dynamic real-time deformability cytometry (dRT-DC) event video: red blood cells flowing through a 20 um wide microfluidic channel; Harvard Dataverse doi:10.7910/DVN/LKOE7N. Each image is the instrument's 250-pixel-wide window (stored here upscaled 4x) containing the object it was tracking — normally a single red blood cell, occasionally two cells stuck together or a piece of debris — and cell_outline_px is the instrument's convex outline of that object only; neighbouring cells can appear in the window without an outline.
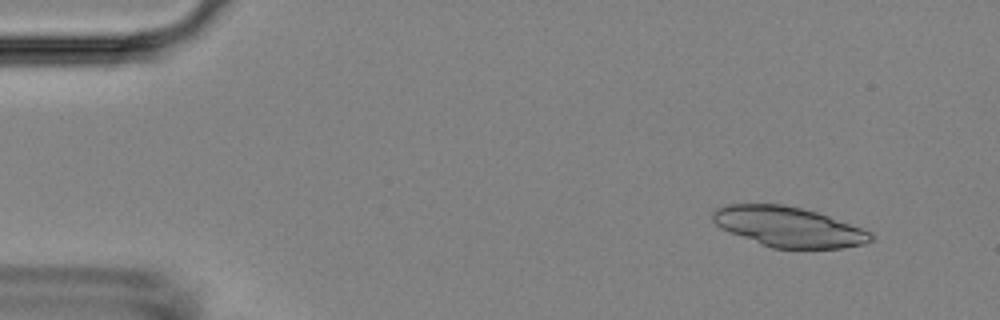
{"species": "Egyptian fruit bat (a non-hibernating species)", "species_latin": "Rousettus aegyptiacus", "temperature_condition": "room temperature", "stored_images_in_passage": 9, "camera_frame_rate_fps": 3000, "um_per_image_px": 0.085, "animal": {"sex": "female"}, "frame": {"image": 1, "passage_image": 5, "time_ms": 1.333, "image_size_px": [1000, 320], "cell_outline_px": [[876, 236], [872, 240], [864, 244], [840, 248], [772, 248], [760, 244], [728, 232], [720, 228], [712, 220], [712, 212], [716, 208], [724, 204], [784, 204], [804, 208], [828, 216], [872, 232]], "centroid_in_image_um": [66.99, 19.27], "position_along_channel_um": 18.0, "area_um2": 37.05}}